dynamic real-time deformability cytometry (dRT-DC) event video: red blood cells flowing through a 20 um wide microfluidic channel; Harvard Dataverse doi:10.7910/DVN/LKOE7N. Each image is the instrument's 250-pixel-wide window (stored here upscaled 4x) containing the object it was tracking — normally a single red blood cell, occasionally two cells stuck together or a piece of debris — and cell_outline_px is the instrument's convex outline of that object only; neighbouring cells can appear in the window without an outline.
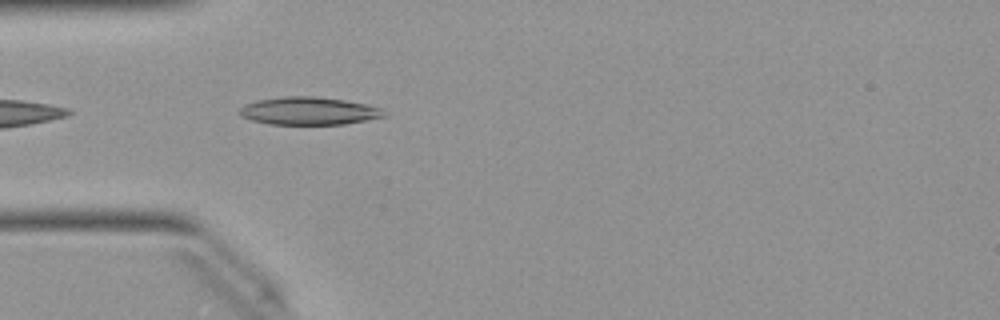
{"species": "Egyptian fruit bat (a non-hibernating species)", "species_latin": "Rousettus aegyptiacus", "temperature_condition": "warm", "stored_images_in_passage": 32, "camera_frame_rate_fps": 3000, "um_per_image_px": 0.085, "animal": {"sex": "female"}, "frame": {"image": 1, "passage_image": 2, "time_ms": 0.333, "image_size_px": [1000, 320], "cell_outline_px": [[388, 116], [344, 124], [268, 124], [252, 120], [240, 116], [240, 108], [244, 104], [256, 100], [280, 96], [316, 96], [344, 100], [364, 104], [380, 108]], "centroid_in_image_um": [26.21, 9.42], "position_along_channel_um": 58.8, "area_um2": 23.41}}
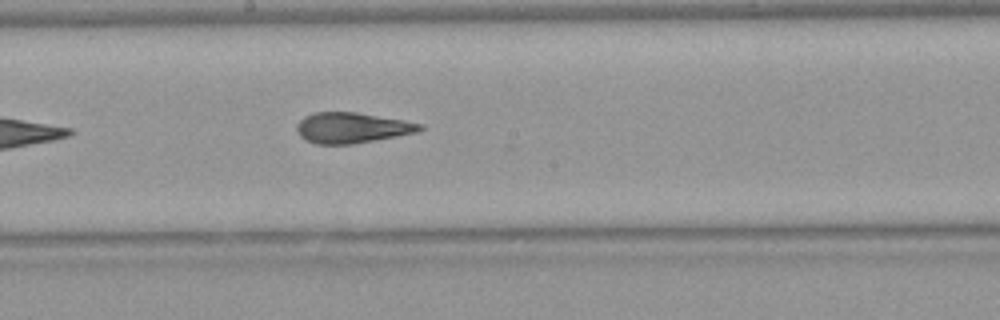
{"frame": {"image": 2, "passage_image": 14, "time_ms": 4.333, "image_size_px": [1000, 320], "cell_outline_px": [[424, 128], [420, 132], [352, 144], [316, 144], [304, 140], [296, 132], [296, 124], [304, 116], [316, 112], [356, 112], [404, 120], [424, 124]], "centroid_in_image_um": [29.91, 10.86], "position_along_channel_um": 218.3, "area_um2": 22.14}}
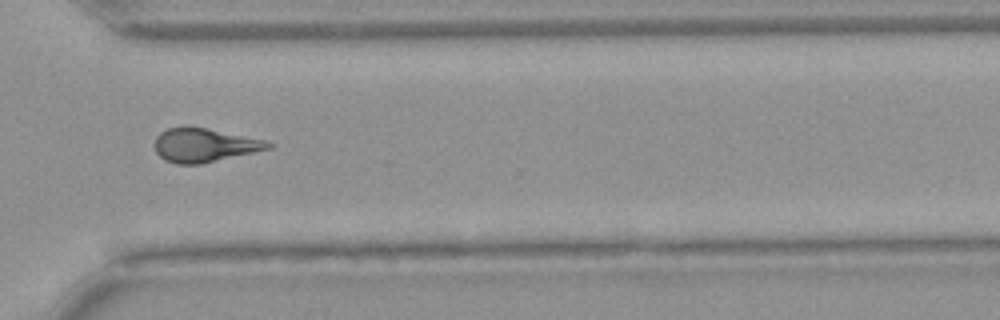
{"frame": {"image": 3, "passage_image": 24, "time_ms": 7.667, "image_size_px": [1000, 320], "cell_outline_px": [[276, 144], [272, 148], [200, 164], [176, 164], [164, 160], [156, 152], [156, 136], [160, 132], [168, 128], [184, 124], [264, 140]], "centroid_in_image_um": [17.34, 12.32], "position_along_channel_um": 353.3, "area_um2": 22.31}, "authors_computed_cell_mechanics": {"area_um2": 22.4264, "velocity_mm_per_s": 4.0418, "shape_relaxation_time_tau1_ms": 8.5066, "shape_relaxation_time_tau2_ms": 2.5259, "deformation_change_tau1": 0.2277, "deformation_change_tau2": 0.1112}}